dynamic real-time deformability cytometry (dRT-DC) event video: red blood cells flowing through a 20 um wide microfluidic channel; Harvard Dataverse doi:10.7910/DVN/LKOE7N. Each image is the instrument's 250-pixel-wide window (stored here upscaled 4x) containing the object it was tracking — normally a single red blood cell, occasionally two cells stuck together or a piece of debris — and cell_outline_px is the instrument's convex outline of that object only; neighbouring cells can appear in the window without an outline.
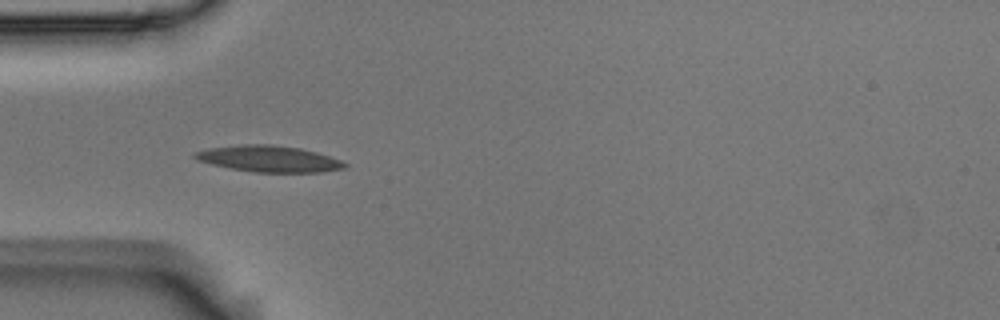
{"species": "Egyptian fruit bat (a non-hibernating species)", "species_latin": "Rousettus aegyptiacus", "temperature_condition": "room temperature", "stored_images_in_passage": 39, "camera_frame_rate_fps": 3000, "um_per_image_px": 0.085, "animal": {"sex": "male"}, "frame": {"image": 1, "passage_image": 1, "time_ms": 0.0, "image_size_px": [1000, 320], "cell_outline_px": [[348, 168], [324, 172], [252, 172], [212, 164], [196, 160], [192, 156], [192, 152], [208, 148], [244, 144], [272, 144], [300, 148], [316, 152], [340, 160], [348, 164]], "centroid_in_image_um": [22.86, 13.49], "position_along_channel_um": 62.1, "area_um2": 23.06}}
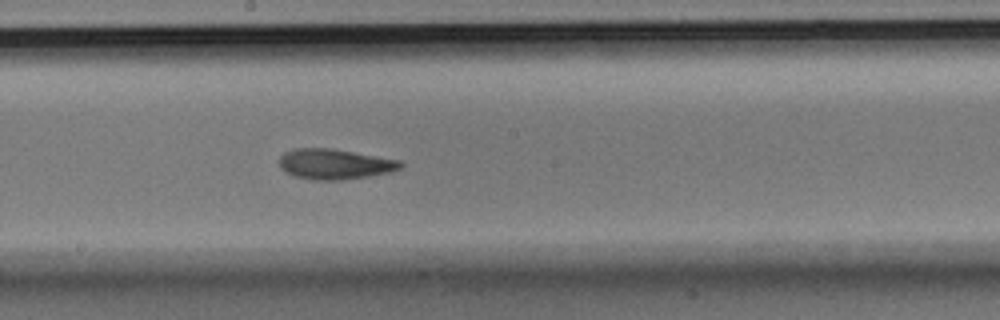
{"frame": {"image": 2, "passage_image": 14, "time_ms": 4.333, "image_size_px": [1000, 320], "cell_outline_px": [[404, 164], [400, 168], [392, 172], [368, 176], [340, 180], [312, 180], [296, 176], [280, 168], [280, 156], [284, 152], [292, 148], [332, 148], [400, 160]], "centroid_in_image_um": [28.46, 13.94], "position_along_channel_um": 219.7, "area_um2": 21.44}}
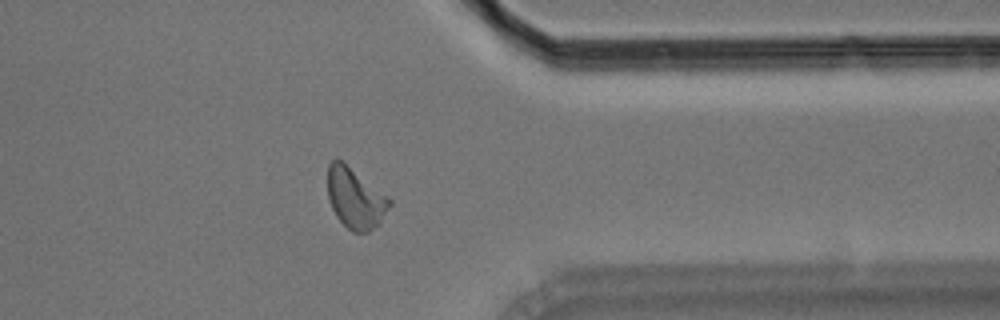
{"frame": {"image": 3, "passage_image": 28, "time_ms": 9.0, "image_size_px": [1000, 320], "cell_outline_px": [[392, 204], [380, 224], [368, 232], [352, 232], [336, 216], [328, 200], [328, 164], [332, 160], [340, 160], [388, 196], [392, 200]], "centroid_in_image_um": [30.22, 16.88], "position_along_channel_um": 381.2, "area_um2": 21.68}, "authors_computed_cell_mechanics": {"area_um2": 20.9814, "velocity_mm_per_s": 3.65, "shape_relaxation_time_tau1_ms": 7.9562, "shape_relaxation_time_tau2_ms": 3.1482, "deformation_change_tau1": 0.1938, "deformation_change_tau2": 0.1053}}